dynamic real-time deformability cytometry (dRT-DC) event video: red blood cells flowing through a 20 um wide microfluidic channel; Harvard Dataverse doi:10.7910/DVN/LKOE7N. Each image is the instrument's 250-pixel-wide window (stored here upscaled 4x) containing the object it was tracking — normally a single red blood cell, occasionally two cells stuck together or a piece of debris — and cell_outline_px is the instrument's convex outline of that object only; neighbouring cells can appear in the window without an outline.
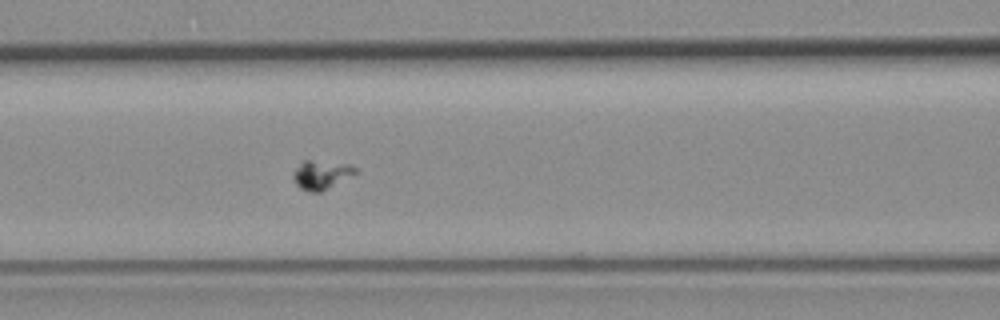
{"species": "common noctule bat (a hibernating species)", "species_latin": "Nyctalus noctula", "temperature_condition": "room temperature", "stored_images_in_passage": 7, "camera_frame_rate_fps": 3000, "um_per_image_px": 0.085, "animal": {"sex": "female", "body_mass_g": 19.3, "forearm_length_mm": 54.1}, "frame": {"image": 1, "passage_image": 7, "time_ms": 8.0, "image_size_px": [1000, 320], "cell_outline_px": [[360, 172], [320, 192], [308, 192], [300, 188], [296, 184], [292, 176], [296, 168], [304, 160], [308, 160], [348, 164], [356, 168]], "centroid_in_image_um": [27.33, 14.86], "position_along_channel_um": 139.3, "area_um2": 10.4}}